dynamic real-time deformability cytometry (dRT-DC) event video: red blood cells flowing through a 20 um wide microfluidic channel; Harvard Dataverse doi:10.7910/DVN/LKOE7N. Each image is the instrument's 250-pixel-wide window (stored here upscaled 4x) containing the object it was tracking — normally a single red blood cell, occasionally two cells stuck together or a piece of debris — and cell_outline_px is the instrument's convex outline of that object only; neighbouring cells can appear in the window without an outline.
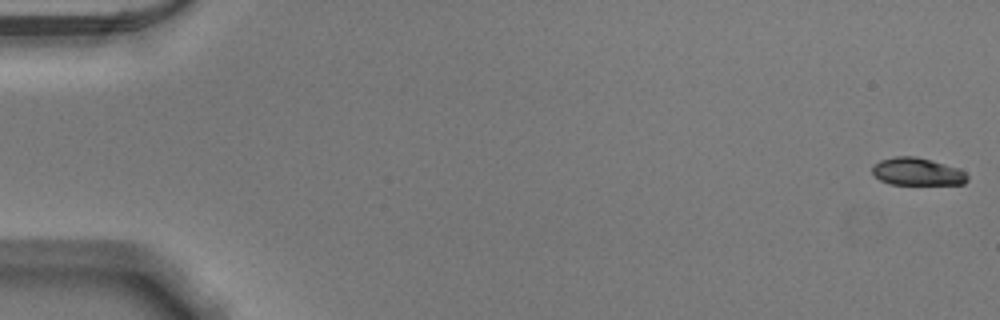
{"species": "Egyptian fruit bat (a non-hibernating species)", "species_latin": "Rousettus aegyptiacus", "temperature_condition": "warm", "stored_images_in_passage": 53, "camera_frame_rate_fps": 3000, "um_per_image_px": 0.085, "animal": {"sex": "male"}, "frame": {"image": 1, "passage_image": 1, "time_ms": 0.0, "image_size_px": [1000, 320], "cell_outline_px": [[968, 180], [964, 184], [892, 184], [880, 180], [872, 172], [872, 164], [880, 160], [892, 156], [916, 156], [932, 160], [960, 168], [968, 176]], "centroid_in_image_um": [77.97, 14.57], "position_along_channel_um": 7.0, "area_um2": 15.43}}
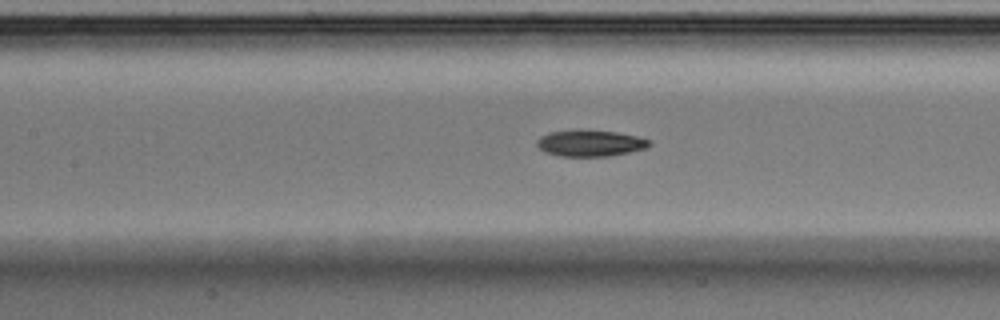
{"frame": {"image": 2, "passage_image": 25, "time_ms": 8.0, "image_size_px": [1000, 320], "cell_outline_px": [[652, 144], [648, 148], [608, 156], [560, 156], [544, 152], [536, 144], [536, 140], [540, 136], [548, 132], [572, 128], [580, 128], [616, 132], [636, 136], [652, 140]], "centroid_in_image_um": [50.14, 12.14], "position_along_channel_um": 157.3, "area_um2": 17.8}}
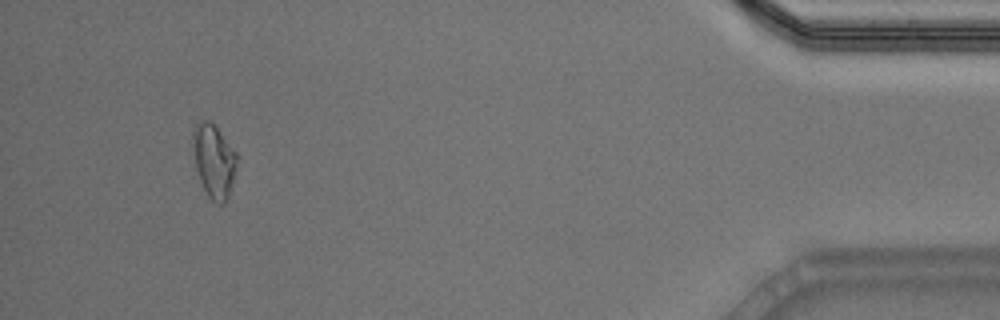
{"frame": {"image": 3, "passage_image": 50, "time_ms": 16.333, "image_size_px": [1000, 320], "cell_outline_px": [[236, 168], [228, 196], [224, 204], [220, 204], [212, 200], [208, 196], [200, 180], [196, 168], [192, 144], [192, 132], [196, 124], [200, 120], [208, 120], [216, 128], [236, 152]], "centroid_in_image_um": [18.16, 13.67], "position_along_channel_um": 417.0, "area_um2": 18.44}, "authors_computed_cell_mechanics": {"area_um2": 17.1088, "velocity_mm_per_s": 3.8848, "shape_relaxation_time_tau1_ms": 10.3881, "shape_relaxation_time_tau2_ms": 8.2705, "deformation_change_tau1": 0.2463, "deformation_change_tau2": 0.1578}}